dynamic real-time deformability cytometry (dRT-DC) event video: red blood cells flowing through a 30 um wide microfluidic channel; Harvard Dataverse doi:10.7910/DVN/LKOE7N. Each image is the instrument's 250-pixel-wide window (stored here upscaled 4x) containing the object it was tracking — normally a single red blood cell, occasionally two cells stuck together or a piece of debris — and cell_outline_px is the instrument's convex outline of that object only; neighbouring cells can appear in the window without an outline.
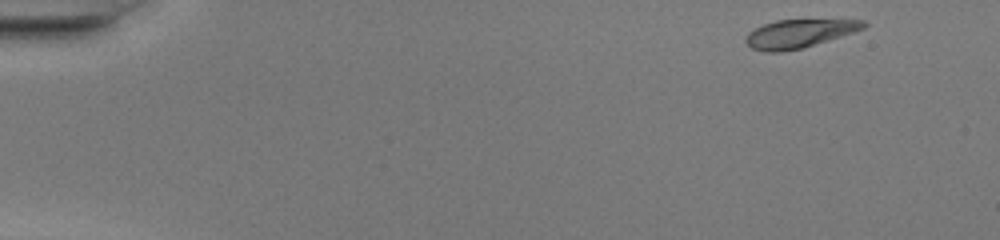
{"species": "common noctule bat (a hibernating species)", "species_latin": "Nyctalus noctula", "temperature_condition": "warm", "stored_images_in_passage": 46, "camera_frame_rate_fps": 3000, "um_per_image_px": 0.085, "animal": {"sex": "female", "body_mass_g": 20.0, "forearm_length_mm": 54.0}, "frame": {"image": 1, "passage_image": 1, "time_ms": 0.0, "image_size_px": [1000, 240], "cell_outline_px": [[868, 24], [864, 28], [804, 48], [780, 52], [764, 52], [752, 48], [744, 40], [744, 36], [748, 32], [764, 24], [776, 20], [864, 20]], "centroid_in_image_um": [67.87, 2.86], "position_along_channel_um": 17.1, "area_um2": 19.31}}
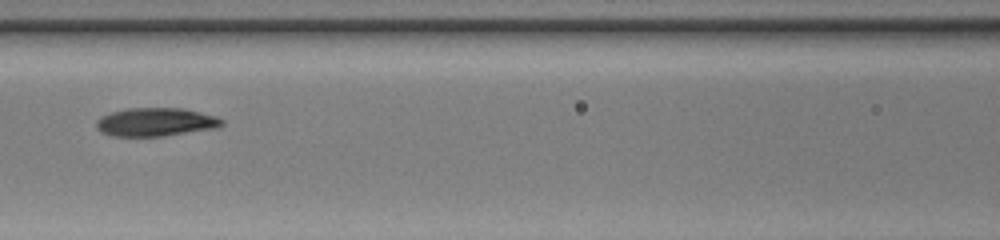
{"frame": {"image": 2, "passage_image": 20, "time_ms": 6.333, "image_size_px": [1000, 240], "cell_outline_px": [[224, 124], [220, 128], [164, 136], [112, 136], [100, 132], [96, 128], [96, 120], [100, 116], [112, 112], [128, 108], [184, 108], [216, 116], [224, 120]], "centroid_in_image_um": [13.26, 10.38], "position_along_channel_um": 153.3, "area_um2": 21.1}}
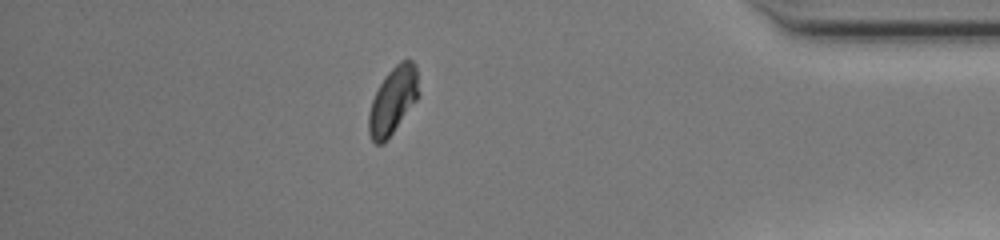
{"frame": {"image": 3, "passage_image": 40, "time_ms": 13.0, "image_size_px": [1000, 240], "cell_outline_px": [[420, 96], [384, 144], [376, 144], [372, 140], [368, 132], [368, 116], [372, 100], [384, 76], [400, 60], [412, 60], [416, 64], [420, 92]], "centroid_in_image_um": [33.42, 8.54], "position_along_channel_um": 401.8, "area_um2": 19.71}, "authors_computed_cell_mechanics": {"area_um2": 20.6924, "velocity_mm_per_s": 4.2184, "shape_relaxation_time_tau1_ms": 6.1329, "shape_relaxation_time_tau2_ms": 2.5583, "deformation_change_tau1": 0.2143, "deformation_change_tau2": 0.0574}}